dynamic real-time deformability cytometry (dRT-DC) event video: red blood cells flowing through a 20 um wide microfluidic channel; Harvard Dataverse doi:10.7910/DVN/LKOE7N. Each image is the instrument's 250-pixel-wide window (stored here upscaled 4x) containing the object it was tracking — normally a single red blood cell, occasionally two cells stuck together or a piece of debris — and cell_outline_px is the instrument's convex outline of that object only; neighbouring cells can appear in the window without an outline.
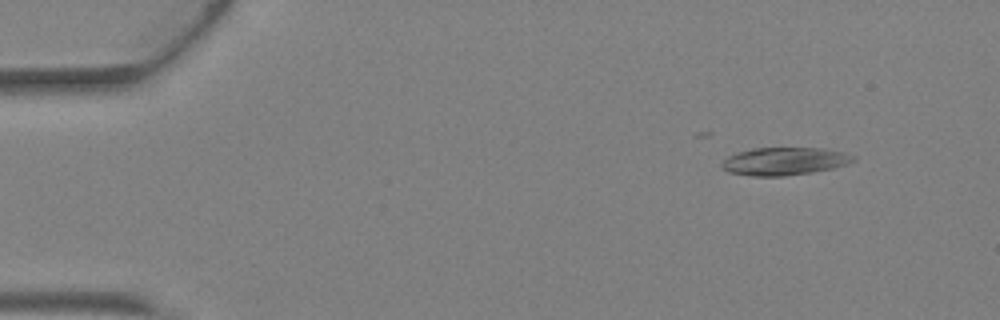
{"species": "Egyptian fruit bat (a non-hibernating species)", "species_latin": "Rousettus aegyptiacus", "temperature_condition": "warm", "stored_images_in_passage": 5, "camera_frame_rate_fps": 3000, "um_per_image_px": 0.085, "animal": {"sex": "female"}, "frame": {"image": 1, "passage_image": 2, "time_ms": 0.333, "image_size_px": [1000, 320], "cell_outline_px": [[856, 160], [848, 164], [832, 168], [812, 172], [784, 176], [748, 176], [728, 172], [720, 168], [720, 164], [728, 156], [736, 152], [752, 148], [820, 148], [844, 152], [856, 156]], "centroid_in_image_um": [66.64, 13.71], "position_along_channel_um": 18.4, "area_um2": 21.5}}
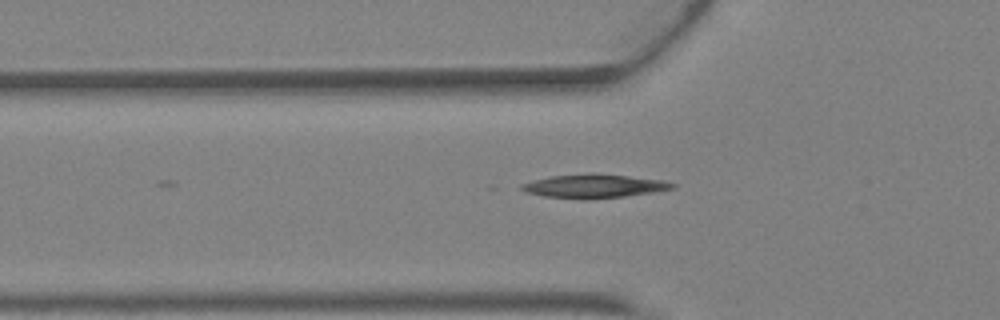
{"frame": {"image": 2, "passage_image": 5, "time_ms": 1.333, "image_size_px": [1000, 320], "cell_outline_px": [[676, 188], [652, 192], [624, 196], [544, 196], [528, 192], [520, 188], [520, 184], [532, 180], [552, 176], [596, 172], [664, 180], [676, 184]], "centroid_in_image_um": [50.56, 15.75], "position_along_channel_um": 75.2, "area_um2": 19.83}}